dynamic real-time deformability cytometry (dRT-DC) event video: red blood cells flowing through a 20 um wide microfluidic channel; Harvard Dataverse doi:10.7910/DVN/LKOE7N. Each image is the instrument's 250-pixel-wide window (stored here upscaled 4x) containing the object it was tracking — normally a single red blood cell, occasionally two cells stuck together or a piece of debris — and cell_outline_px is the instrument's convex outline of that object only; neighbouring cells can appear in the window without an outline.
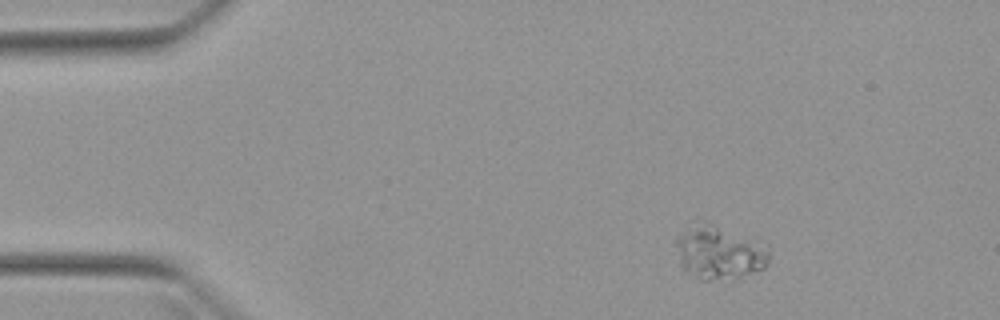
{"species": "Egyptian fruit bat (a non-hibernating species)", "species_latin": "Rousettus aegyptiacus", "temperature_condition": "warm", "stored_images_in_passage": 3, "camera_frame_rate_fps": 3000, "um_per_image_px": 0.085, "animal": {"sex": "female"}, "frame": {"image": 1, "passage_image": 1, "time_ms": 0.0, "image_size_px": [1000, 320], "cell_outline_px": [[768, 264], [764, 268], [736, 280], [700, 280], [684, 272], [680, 268], [676, 244], [676, 236], [712, 224], [768, 248]], "centroid_in_image_um": [61.13, 21.63], "position_along_channel_um": 23.9, "area_um2": 27.74}}